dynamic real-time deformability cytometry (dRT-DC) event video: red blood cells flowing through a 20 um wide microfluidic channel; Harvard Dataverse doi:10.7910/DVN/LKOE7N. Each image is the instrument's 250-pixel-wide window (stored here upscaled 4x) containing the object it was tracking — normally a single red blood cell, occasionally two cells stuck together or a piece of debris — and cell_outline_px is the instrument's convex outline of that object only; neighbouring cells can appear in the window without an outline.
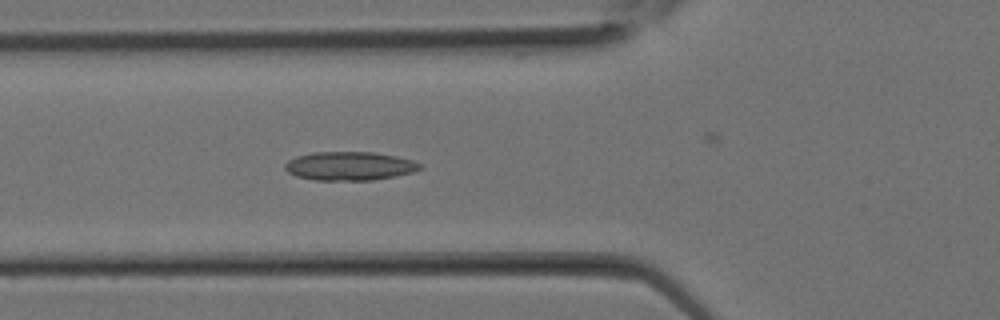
{"species": "Egyptian fruit bat (a non-hibernating species)", "species_latin": "Rousettus aegyptiacus", "temperature_condition": "room temperature", "stored_images_in_passage": 10, "camera_frame_rate_fps": 3000, "um_per_image_px": 0.085, "animal": {"sex": "female"}, "frame": {"image": 1, "passage_image": 9, "time_ms": 2.667, "image_size_px": [1000, 320], "cell_outline_px": [[424, 168], [412, 172], [396, 176], [372, 180], [316, 180], [296, 176], [288, 172], [284, 168], [284, 164], [288, 160], [296, 156], [312, 152], [372, 152], [396, 156], [412, 160], [424, 164]], "centroid_in_image_um": [29.73, 14.11], "position_along_channel_um": 96.1, "area_um2": 22.72}}